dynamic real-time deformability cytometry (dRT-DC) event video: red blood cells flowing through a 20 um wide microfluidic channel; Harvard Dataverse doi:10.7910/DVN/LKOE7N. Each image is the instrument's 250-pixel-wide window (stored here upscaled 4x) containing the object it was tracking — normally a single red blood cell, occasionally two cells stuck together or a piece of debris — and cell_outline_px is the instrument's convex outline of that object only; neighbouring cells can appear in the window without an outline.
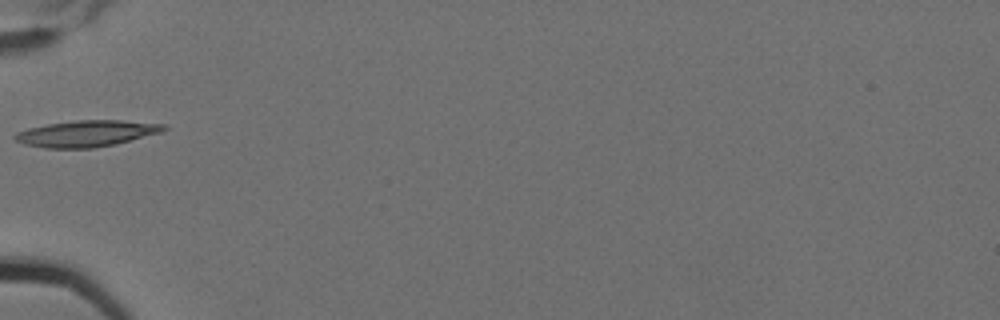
{"species": "Egyptian fruit bat (a non-hibernating species)", "species_latin": "Rousettus aegyptiacus", "temperature_condition": "cold", "stored_images_in_passage": 3, "camera_frame_rate_fps": 3000, "um_per_image_px": 0.085, "animal": {"sex": "female"}, "frame": {"image": 1, "passage_image": 2, "time_ms": 0.333, "image_size_px": [1000, 320], "cell_outline_px": [[168, 128], [160, 132], [116, 144], [92, 148], [44, 148], [24, 144], [16, 140], [12, 136], [16, 132], [28, 128], [48, 124], [76, 120], [120, 120], [164, 124]], "centroid_in_image_um": [7.32, 11.35], "position_along_channel_um": 77.7, "area_um2": 22.72}}
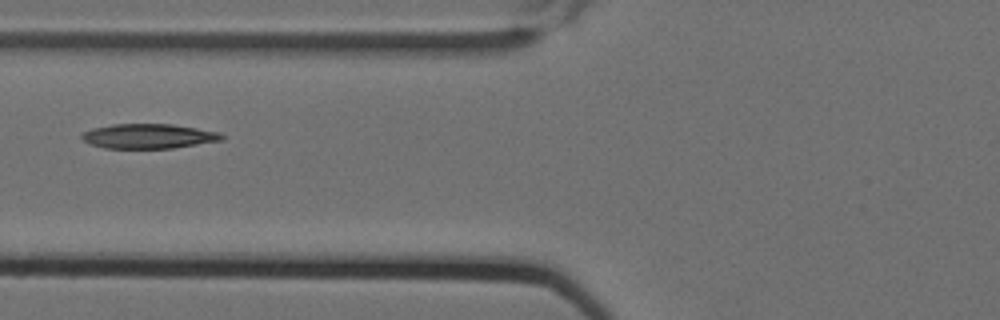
{"frame": {"image": 2, "passage_image": 3, "time_ms": 0.667, "image_size_px": [1000, 320], "cell_outline_px": [[224, 140], [172, 148], [104, 148], [92, 144], [84, 140], [80, 136], [84, 132], [92, 128], [112, 124], [172, 124], [220, 132], [224, 136]], "centroid_in_image_um": [12.65, 11.57], "position_along_channel_um": 113.2, "area_um2": 20.06}}